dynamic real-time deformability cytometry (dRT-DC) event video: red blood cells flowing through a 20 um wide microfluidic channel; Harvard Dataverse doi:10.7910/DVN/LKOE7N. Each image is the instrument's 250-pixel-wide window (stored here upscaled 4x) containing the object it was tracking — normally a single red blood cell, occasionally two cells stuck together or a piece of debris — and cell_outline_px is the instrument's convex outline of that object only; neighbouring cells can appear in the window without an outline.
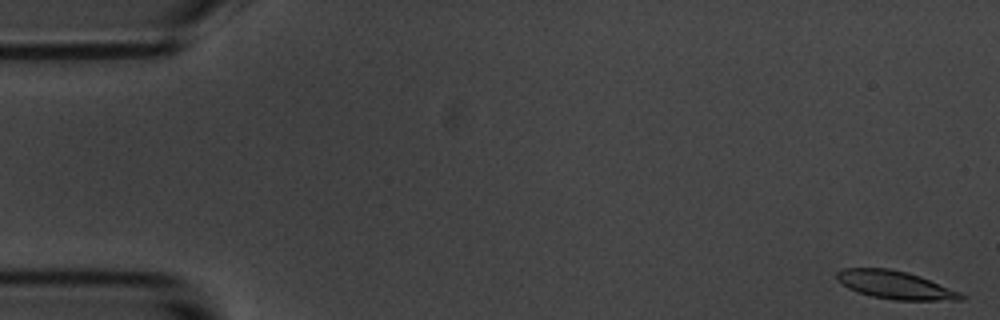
{"species": "common noctule bat (a hibernating species)", "species_latin": "Nyctalus noctula", "temperature_condition": "room temperature", "stored_images_in_passage": 56, "camera_frame_rate_fps": 3000, "um_per_image_px": 0.085, "animal": {"sex": "male", "body_mass_g": 20.1, "forearm_length_mm": 53.5}, "frame": {"image": 1, "passage_image": 1, "time_ms": 0.0, "image_size_px": [1000, 320], "cell_outline_px": [[968, 296], [964, 300], [892, 300], [872, 296], [856, 292], [840, 284], [836, 280], [836, 272], [840, 268], [888, 268], [908, 272], [920, 276], [960, 292]], "centroid_in_image_um": [76.06, 24.22], "position_along_channel_um": 8.9, "area_um2": 20.58}}
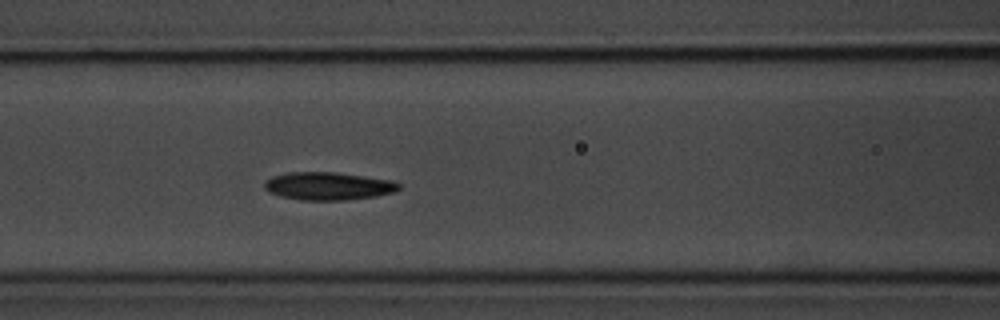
{"frame": {"image": 2, "passage_image": 23, "time_ms": 7.333, "image_size_px": [1000, 320], "cell_outline_px": [[400, 188], [396, 192], [376, 196], [344, 200], [300, 200], [280, 196], [268, 192], [264, 188], [264, 180], [272, 176], [288, 172], [332, 172], [392, 180], [400, 184]], "centroid_in_image_um": [27.87, 15.82], "position_along_channel_um": 138.7, "area_um2": 21.91}}
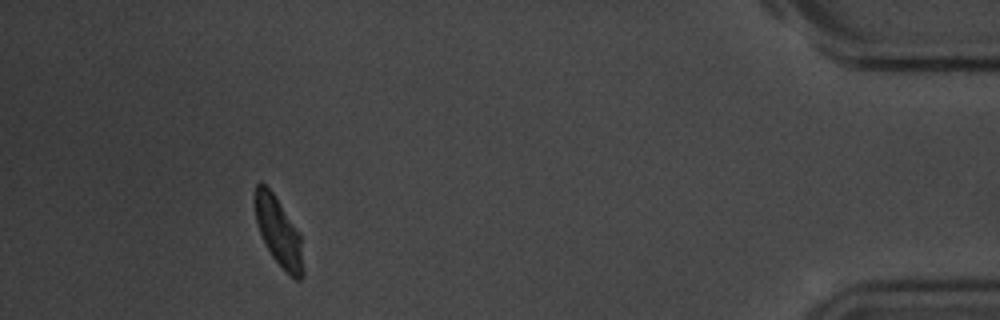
{"frame": {"image": 3, "passage_image": 51, "time_ms": 16.667, "image_size_px": [1000, 320], "cell_outline_px": [[304, 276], [300, 280], [296, 280], [272, 256], [256, 224], [256, 184], [260, 180], [272, 192], [300, 232], [304, 268]], "centroid_in_image_um": [23.72, 19.72], "position_along_channel_um": 411.5, "area_um2": 18.84}, "authors_computed_cell_mechanics": {"area_um2": 20.8658, "velocity_mm_per_s": 3.5774, "shape_relaxation_time_tau1_ms": 2.2955, "shape_relaxation_time_tau2_ms": 2.7517, "deformation_change_tau1": 0.1148, "deformation_change_tau2": 0.0937}}